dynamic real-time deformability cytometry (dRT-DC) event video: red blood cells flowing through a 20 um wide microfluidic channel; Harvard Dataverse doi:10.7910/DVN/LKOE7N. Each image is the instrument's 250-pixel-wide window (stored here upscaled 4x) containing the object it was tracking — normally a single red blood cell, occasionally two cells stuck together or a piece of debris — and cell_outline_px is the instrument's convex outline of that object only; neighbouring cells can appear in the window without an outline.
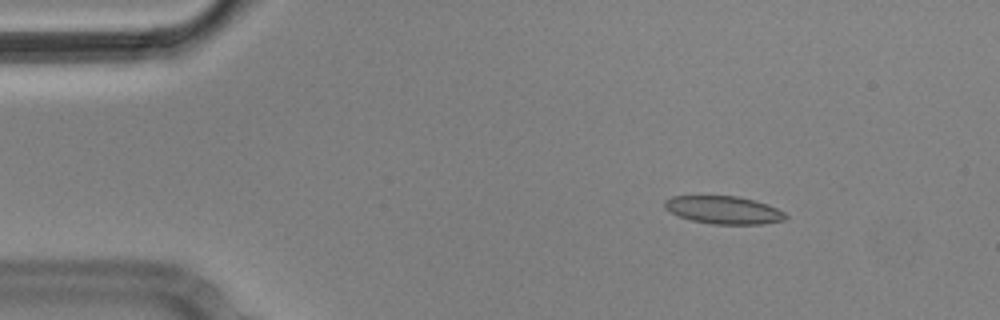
{"species": "Egyptian fruit bat (a non-hibernating species)", "species_latin": "Rousettus aegyptiacus", "temperature_condition": "cold", "stored_images_in_passage": 3, "camera_frame_rate_fps": 3000, "um_per_image_px": 0.085, "animal": {"sex": "male"}, "frame": {"image": 1, "passage_image": 1, "time_ms": 0.0, "image_size_px": [1000, 320], "cell_outline_px": [[788, 216], [784, 220], [760, 224], [712, 224], [692, 220], [680, 216], [664, 208], [664, 200], [672, 196], [736, 196], [752, 200], [776, 208], [784, 212]], "centroid_in_image_um": [61.49, 17.85], "position_along_channel_um": 23.5, "area_um2": 19.31}}